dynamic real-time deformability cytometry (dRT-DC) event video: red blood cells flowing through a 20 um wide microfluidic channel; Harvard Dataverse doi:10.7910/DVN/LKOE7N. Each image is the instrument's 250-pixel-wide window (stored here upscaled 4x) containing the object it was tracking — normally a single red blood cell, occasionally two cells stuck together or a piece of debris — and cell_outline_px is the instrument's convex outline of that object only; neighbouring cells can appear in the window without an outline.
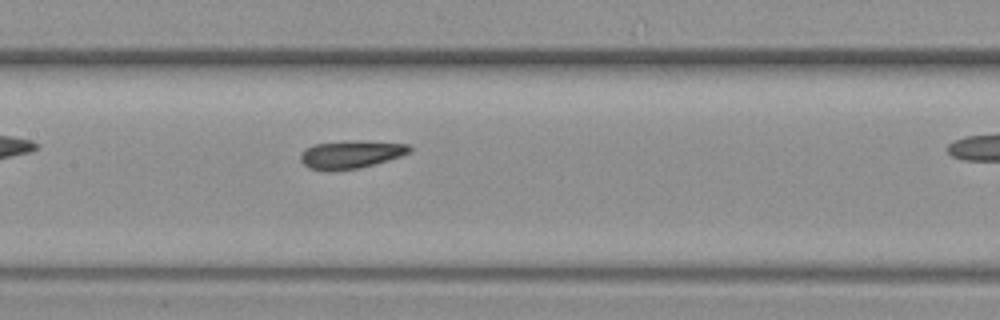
{"species": "common noctule bat (a hibernating species)", "species_latin": "Nyctalus noctula", "temperature_condition": "warm", "stored_images_in_passage": 8, "segment_of_instrument_passage": [1, 2], "camera_frame_rate_fps": 3000, "um_per_image_px": 0.085, "animal": {"sex": "female", "body_mass_g": 19.3, "forearm_length_mm": 54.1}, "frame": {"image": 1, "passage_image": 7, "time_ms": 2.0, "image_size_px": [1000, 320], "cell_outline_px": [[412, 152], [388, 160], [360, 168], [332, 172], [324, 172], [308, 168], [300, 160], [300, 156], [312, 144], [408, 144], [412, 148]], "centroid_in_image_um": [29.76, 13.23], "position_along_channel_um": 177.6, "area_um2": 16.59}}